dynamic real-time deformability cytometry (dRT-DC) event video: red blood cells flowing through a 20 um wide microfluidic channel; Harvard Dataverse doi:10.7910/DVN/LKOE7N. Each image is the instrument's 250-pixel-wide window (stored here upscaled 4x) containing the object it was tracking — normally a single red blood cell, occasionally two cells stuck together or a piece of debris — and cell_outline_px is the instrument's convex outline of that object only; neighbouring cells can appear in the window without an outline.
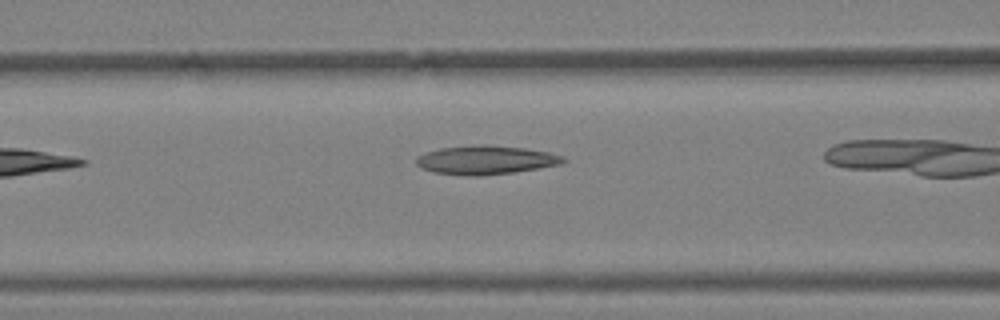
{"species": "Egyptian fruit bat (a non-hibernating species)", "species_latin": "Rousettus aegyptiacus", "temperature_condition": "warm", "stored_images_in_passage": 10, "camera_frame_rate_fps": 3000, "um_per_image_px": 0.085, "animal": {"sex": "female"}, "frame": {"image": 1, "passage_image": 4, "time_ms": 1.0, "image_size_px": [1000, 320], "cell_outline_px": [[568, 160], [560, 164], [516, 172], [476, 176], [472, 176], [432, 172], [420, 168], [416, 164], [416, 156], [424, 152], [440, 148], [484, 144], [524, 148], [548, 152], [564, 156]], "centroid_in_image_um": [41.26, 13.6], "position_along_channel_um": 125.3, "area_um2": 24.74}}